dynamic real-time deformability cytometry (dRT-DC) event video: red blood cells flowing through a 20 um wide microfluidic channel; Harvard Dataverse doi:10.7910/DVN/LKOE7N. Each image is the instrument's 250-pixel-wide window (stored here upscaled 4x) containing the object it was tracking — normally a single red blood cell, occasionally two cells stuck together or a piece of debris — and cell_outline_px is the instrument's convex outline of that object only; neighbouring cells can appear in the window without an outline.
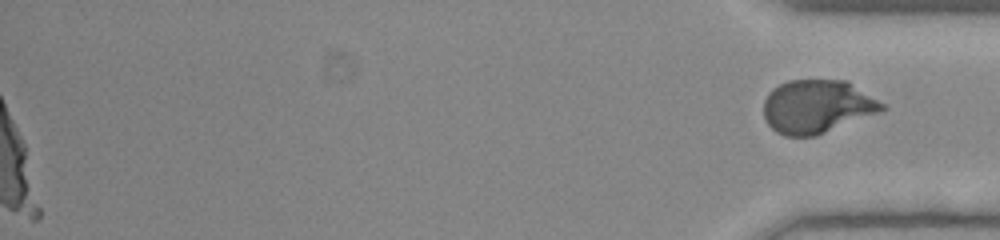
{"species": "human", "species_latin": "Homo sapiens", "temperature_condition": "room temperature", "stored_images_in_passage": 49, "segment_of_instrument_passage": [2, 2], "camera_frame_rate_fps": 3000, "um_per_image_px": 0.085, "donor": {"sex": "female"}, "frame": {"image": 1, "passage_image": 49, "time_ms": 16.0, "image_size_px": [1000, 240], "cell_outline_px": [[888, 108], [880, 112], [816, 136], [784, 136], [776, 132], [768, 124], [764, 116], [764, 100], [768, 92], [772, 88], [788, 80], [848, 80], [884, 104]], "centroid_in_image_um": [69.45, 9.05], "position_along_channel_um": 365.8, "area_um2": 36.99}}